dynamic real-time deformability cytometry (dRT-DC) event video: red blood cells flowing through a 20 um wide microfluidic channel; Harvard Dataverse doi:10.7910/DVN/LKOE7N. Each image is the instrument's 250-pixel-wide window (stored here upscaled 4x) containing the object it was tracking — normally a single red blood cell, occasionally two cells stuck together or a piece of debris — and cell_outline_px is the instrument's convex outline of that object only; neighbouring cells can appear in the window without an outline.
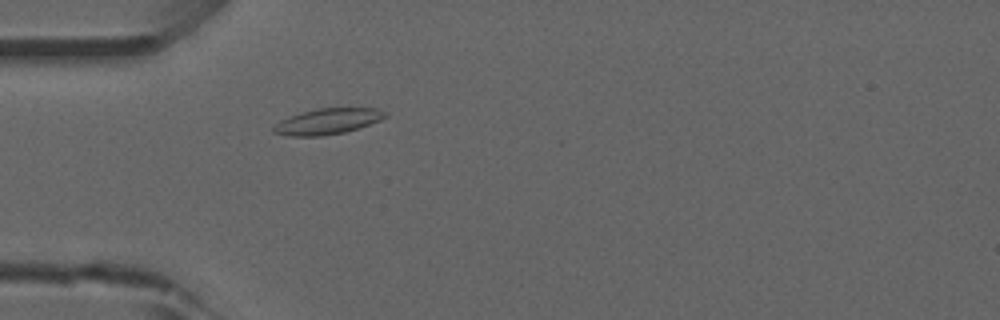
{"species": "common noctule bat (a hibernating species)", "species_latin": "Nyctalus noctula", "temperature_condition": "room temperature", "stored_images_in_passage": 50, "camera_frame_rate_fps": 3000, "um_per_image_px": 0.085, "animal": {"sex": "male", "forearm_length_mm": 52.5}, "frame": {"image": 1, "passage_image": 13, "time_ms": 4.0, "image_size_px": [1000, 320], "cell_outline_px": [[388, 116], [380, 120], [360, 128], [344, 132], [320, 136], [288, 136], [272, 132], [272, 128], [280, 120], [288, 116], [316, 108], [376, 108], [388, 112]], "centroid_in_image_um": [27.85, 10.31], "position_along_channel_um": 57.1, "area_um2": 16.94}}
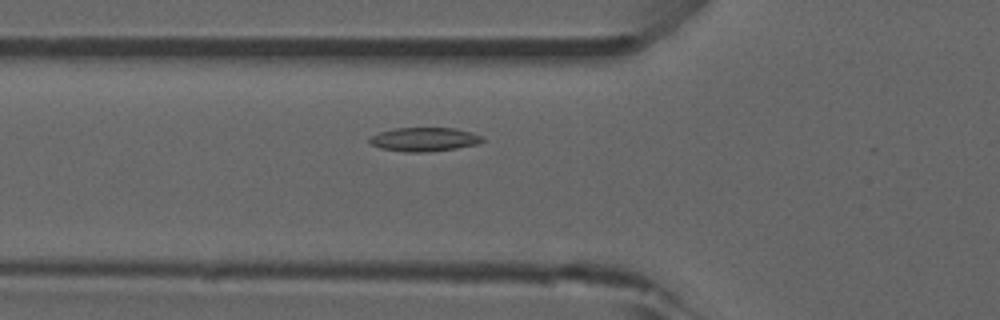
{"frame": {"image": 2, "passage_image": 16, "time_ms": 5.0, "image_size_px": [1000, 320], "cell_outline_px": [[484, 140], [476, 144], [456, 148], [428, 152], [404, 152], [380, 148], [372, 144], [368, 140], [372, 136], [380, 132], [396, 128], [452, 128], [472, 132], [484, 136]], "centroid_in_image_um": [36.08, 11.85], "position_along_channel_um": 89.7, "area_um2": 15.61}}
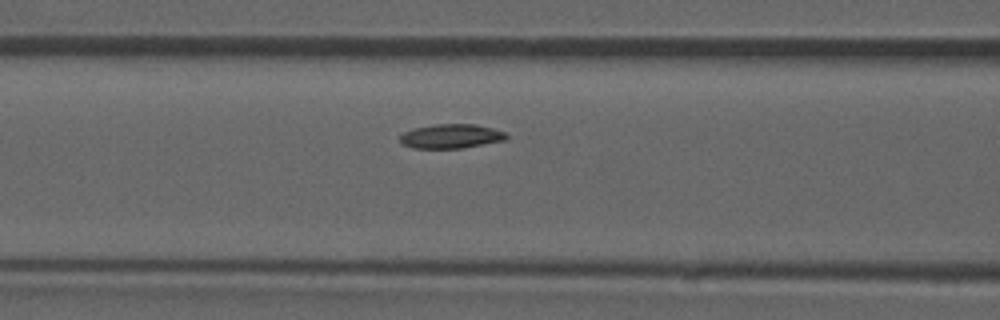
{"frame": {"image": 3, "passage_image": 19, "time_ms": 6.0, "image_size_px": [1000, 320], "cell_outline_px": [[508, 136], [504, 140], [460, 148], [412, 148], [404, 144], [400, 140], [400, 136], [404, 132], [412, 128], [436, 124], [472, 124], [492, 128], [504, 132]], "centroid_in_image_um": [38.3, 11.57], "position_along_channel_um": 128.3, "area_um2": 14.8}, "authors_computed_cell_mechanics": {"area_um2": 14.9702, "velocity_mm_per_s": 3.8253, "shape_relaxation_time_tau1_ms": 6.8349, "shape_relaxation_time_tau2_ms": null, "deformation_change_tau1": 0.1355, "deformation_change_tau2": null}}